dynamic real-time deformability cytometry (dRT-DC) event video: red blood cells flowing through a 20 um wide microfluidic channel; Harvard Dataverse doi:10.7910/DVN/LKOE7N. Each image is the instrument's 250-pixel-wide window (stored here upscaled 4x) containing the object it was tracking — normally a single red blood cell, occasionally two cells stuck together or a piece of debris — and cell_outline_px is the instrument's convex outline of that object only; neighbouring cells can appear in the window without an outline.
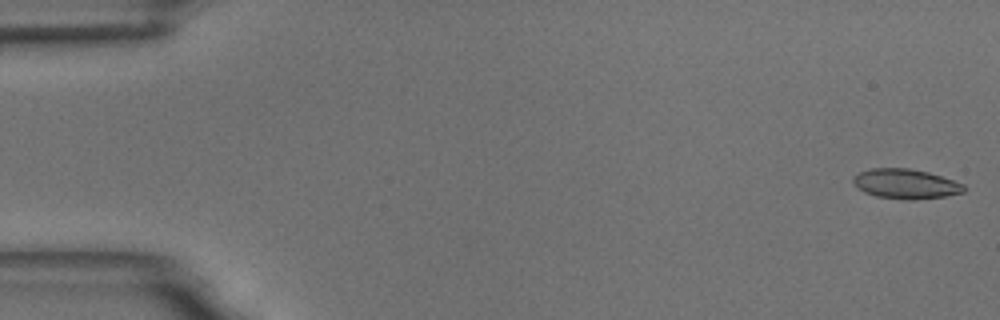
{"species": "common noctule bat (a hibernating species)", "species_latin": "Nyctalus noctula", "temperature_condition": "room temperature", "stored_images_in_passage": 8, "camera_frame_rate_fps": 3000, "um_per_image_px": 0.085, "animal": {"sex": "male", "body_mass_g": 18.8}, "frame": {"image": 1, "passage_image": 1, "time_ms": 0.0, "image_size_px": [1000, 320], "cell_outline_px": [[964, 192], [944, 196], [916, 200], [908, 200], [876, 196], [864, 192], [852, 180], [852, 176], [860, 172], [872, 168], [908, 168], [928, 172], [964, 184]], "centroid_in_image_um": [76.97, 15.63], "position_along_channel_um": 8.0, "area_um2": 19.02}}